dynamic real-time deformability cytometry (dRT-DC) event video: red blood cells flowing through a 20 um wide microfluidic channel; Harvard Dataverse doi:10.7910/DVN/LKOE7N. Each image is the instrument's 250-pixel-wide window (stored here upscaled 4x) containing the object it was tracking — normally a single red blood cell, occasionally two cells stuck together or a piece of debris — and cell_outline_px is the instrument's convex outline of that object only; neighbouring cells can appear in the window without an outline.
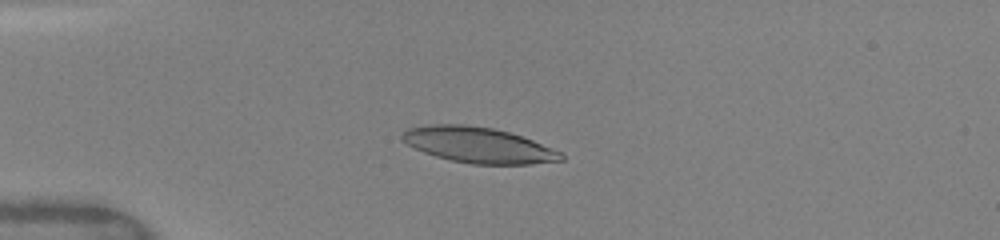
{"species": "human", "species_latin": "Homo sapiens", "temperature_condition": "warm", "stored_images_in_passage": 65, "camera_frame_rate_fps": 3000, "um_per_image_px": 0.085, "donor": {"sex": "female"}, "frame": {"image": 1, "passage_image": 16, "time_ms": 3.667, "image_size_px": [1000, 240], "cell_outline_px": [[564, 160], [532, 164], [472, 164], [452, 160], [436, 156], [424, 152], [408, 144], [400, 136], [408, 128], [436, 124], [464, 124], [492, 128], [508, 132], [532, 140], [564, 152]], "centroid_in_image_um": [40.72, 12.33], "position_along_channel_um": 44.3, "area_um2": 32.71}}
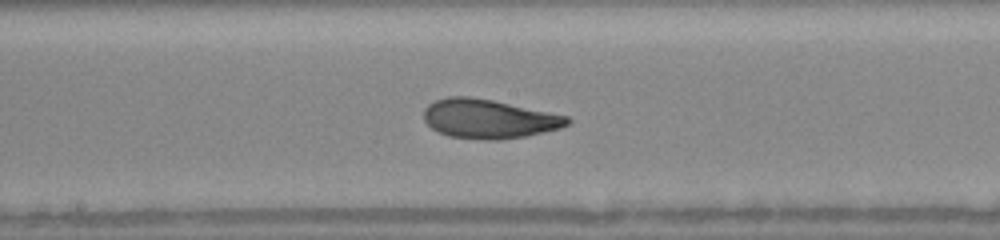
{"frame": {"image": 2, "passage_image": 35, "time_ms": 8.333, "image_size_px": [1000, 240], "cell_outline_px": [[572, 120], [568, 124], [560, 128], [524, 136], [496, 140], [448, 136], [432, 128], [424, 120], [424, 108], [428, 104], [436, 100], [448, 96], [468, 96], [492, 100], [568, 116]], "centroid_in_image_um": [41.53, 10.09], "position_along_channel_um": 206.7, "area_um2": 32.31}}
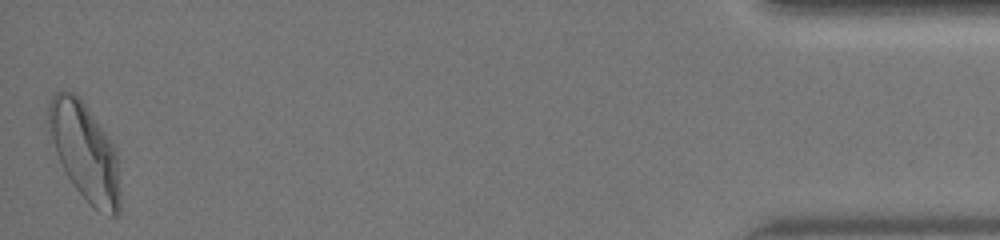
{"frame": {"image": 3, "passage_image": 65, "time_ms": 15.667, "image_size_px": [1000, 240], "cell_outline_px": [[120, 212], [116, 216], [112, 216], [96, 208], [76, 188], [68, 176], [56, 152], [48, 132], [48, 104], [52, 96], [56, 92], [72, 92], [84, 104], [104, 132], [112, 144], [116, 152], [120, 192]], "centroid_in_image_um": [7.2, 12.9], "position_along_channel_um": 428.0, "area_um2": 39.48}, "authors_computed_cell_mechanics": {"area_um2": 32.4836, "velocity_mm_per_s": 4.0997, "shape_relaxation_time_tau1_ms": 3.7592, "shape_relaxation_time_tau2_ms": 1.2831, "deformation_change_tau1": 0.1789, "deformation_change_tau2": 0.0795}}